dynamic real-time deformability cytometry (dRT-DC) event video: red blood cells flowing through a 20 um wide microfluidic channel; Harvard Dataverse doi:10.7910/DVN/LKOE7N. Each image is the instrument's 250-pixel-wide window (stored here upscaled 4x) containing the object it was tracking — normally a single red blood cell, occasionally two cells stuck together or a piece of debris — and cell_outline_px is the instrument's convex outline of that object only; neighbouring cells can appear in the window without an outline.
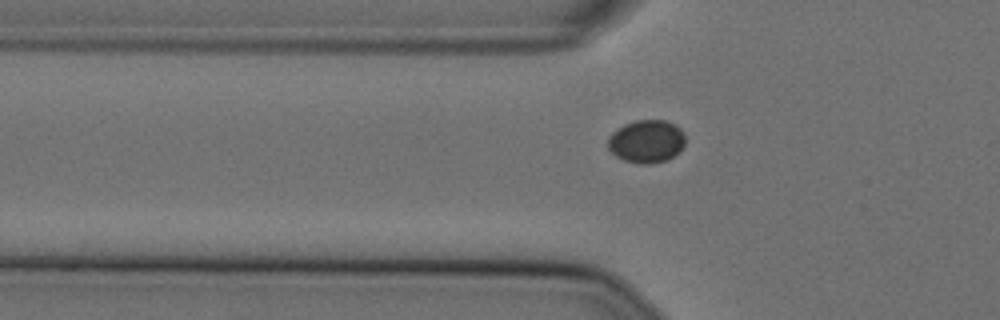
{"species": "Egyptian fruit bat (a non-hibernating species)", "species_latin": "Rousettus aegyptiacus", "temperature_condition": "cold", "stored_images_in_passage": 27, "camera_frame_rate_fps": 3000, "um_per_image_px": 0.085, "animal": {"sex": "female"}, "frame": {"image": 1, "passage_image": 9, "time_ms": 2.667, "image_size_px": [1000, 320], "cell_outline_px": [[684, 144], [680, 152], [668, 160], [648, 164], [640, 164], [624, 160], [616, 156], [608, 148], [608, 136], [612, 132], [624, 124], [636, 120], [664, 120], [676, 124], [684, 132]], "centroid_in_image_um": [54.97, 12.01], "position_along_channel_um": 70.8, "area_um2": 19.54}}
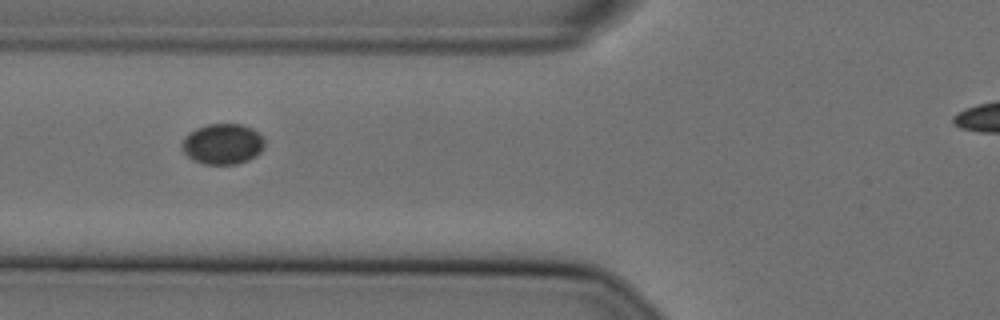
{"frame": {"image": 2, "passage_image": 12, "time_ms": 3.667, "image_size_px": [1000, 320], "cell_outline_px": [[264, 148], [260, 152], [248, 160], [236, 164], [204, 164], [192, 160], [184, 152], [184, 136], [188, 132], [196, 128], [208, 124], [240, 124], [252, 128], [264, 140]], "centroid_in_image_um": [18.92, 12.24], "position_along_channel_um": 106.9, "area_um2": 19.36}}
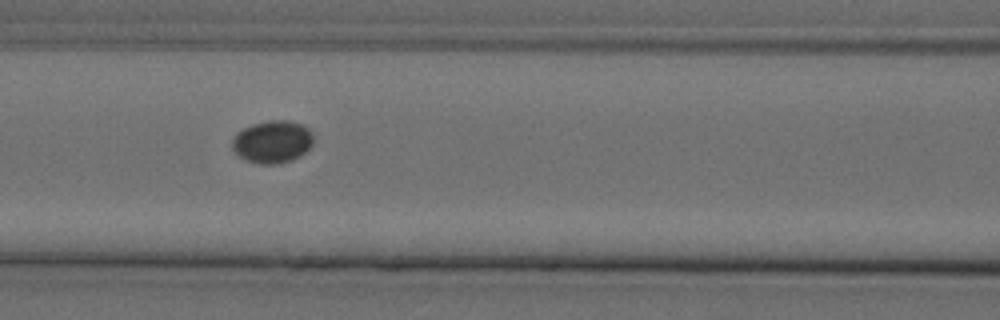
{"frame": {"image": 3, "passage_image": 15, "time_ms": 4.667, "image_size_px": [1000, 320], "cell_outline_px": [[312, 144], [300, 156], [292, 160], [280, 164], [260, 164], [248, 160], [240, 156], [232, 148], [232, 140], [236, 132], [252, 124], [268, 120], [288, 120], [304, 124], [312, 132]], "centroid_in_image_um": [23.16, 12.03], "position_along_channel_um": 143.4, "area_um2": 20.17}}